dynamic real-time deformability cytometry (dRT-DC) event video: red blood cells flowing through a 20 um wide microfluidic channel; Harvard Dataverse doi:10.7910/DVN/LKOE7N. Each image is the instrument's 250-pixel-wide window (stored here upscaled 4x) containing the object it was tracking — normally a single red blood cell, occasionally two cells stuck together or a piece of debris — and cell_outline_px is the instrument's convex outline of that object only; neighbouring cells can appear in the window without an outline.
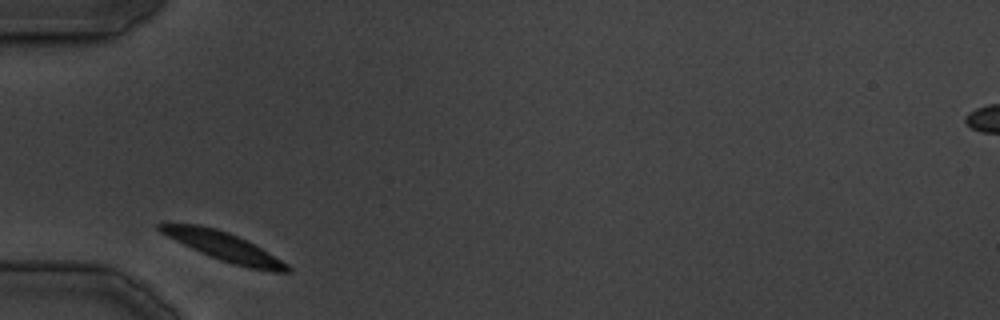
{"species": "common noctule bat (a hibernating species)", "species_latin": "Nyctalus noctula", "temperature_condition": "cold", "stored_images_in_passage": 24, "camera_frame_rate_fps": 3000, "um_per_image_px": 0.085, "animal": {"sex": "male", "body_mass_g": 19.5, "forearm_length_mm": 54.6}, "frame": {"image": 1, "passage_image": 1, "time_ms": 0.0, "image_size_px": [1000, 320], "cell_outline_px": [[292, 272], [272, 272], [248, 268], [232, 264], [220, 260], [200, 252], [160, 232], [156, 228], [156, 224], [200, 224], [216, 228], [228, 232], [268, 252], [288, 264], [292, 268]], "centroid_in_image_um": [19.05, 20.98], "position_along_channel_um": 65.9, "area_um2": 20.98}}